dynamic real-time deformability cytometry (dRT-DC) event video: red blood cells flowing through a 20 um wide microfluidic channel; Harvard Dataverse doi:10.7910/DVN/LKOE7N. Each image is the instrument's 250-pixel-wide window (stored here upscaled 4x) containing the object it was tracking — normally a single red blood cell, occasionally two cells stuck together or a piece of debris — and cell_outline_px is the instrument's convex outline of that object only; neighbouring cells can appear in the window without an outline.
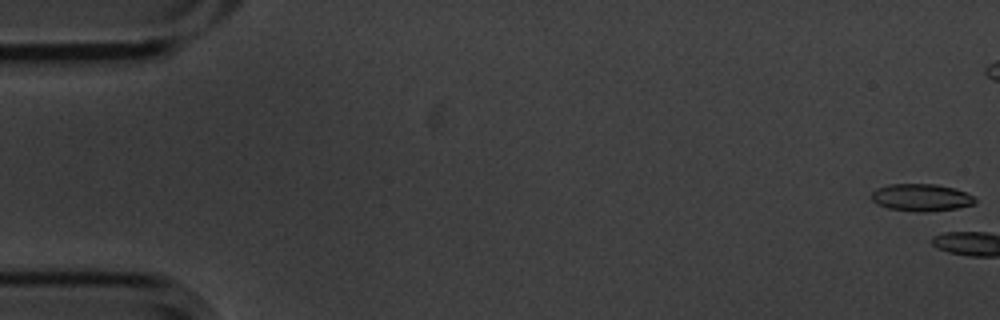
{"species": "common noctule bat (a hibernating species)", "species_latin": "Nyctalus noctula", "temperature_condition": "cold", "stored_images_in_passage": 7, "camera_frame_rate_fps": 3000, "um_per_image_px": 0.085, "animal": {"sex": "male", "body_mass_g": 20.1, "forearm_length_mm": 53.5}, "frame": {"image": 1, "passage_image": 1, "time_ms": 0.0, "image_size_px": [1000, 320], "cell_outline_px": [[976, 204], [956, 208], [924, 212], [920, 212], [888, 208], [872, 200], [872, 192], [876, 188], [888, 184], [936, 184], [956, 188], [972, 196], [976, 200]], "centroid_in_image_um": [78.32, 16.77], "position_along_channel_um": 6.7, "area_um2": 16.36}}
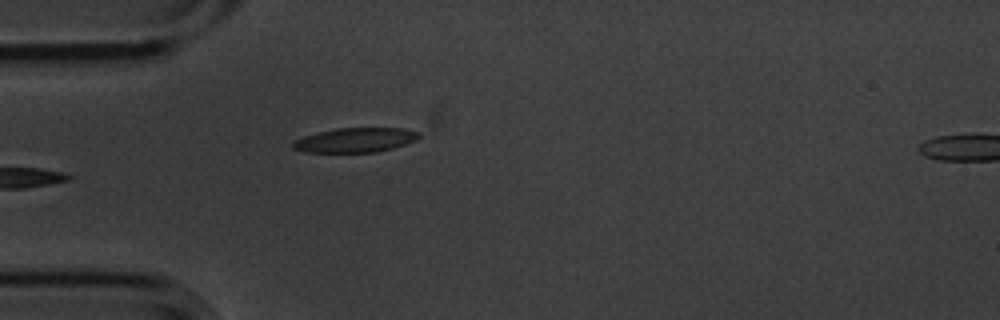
{"frame": {"image": 2, "passage_image": 7, "time_ms": 2.0, "image_size_px": [1000, 320], "cell_outline_px": [[420, 136], [416, 140], [392, 148], [376, 152], [304, 152], [292, 148], [292, 144], [296, 140], [304, 136], [316, 132], [336, 128], [404, 128], [420, 132]], "centroid_in_image_um": [30.2, 11.9], "position_along_channel_um": 54.8, "area_um2": 17.98}}